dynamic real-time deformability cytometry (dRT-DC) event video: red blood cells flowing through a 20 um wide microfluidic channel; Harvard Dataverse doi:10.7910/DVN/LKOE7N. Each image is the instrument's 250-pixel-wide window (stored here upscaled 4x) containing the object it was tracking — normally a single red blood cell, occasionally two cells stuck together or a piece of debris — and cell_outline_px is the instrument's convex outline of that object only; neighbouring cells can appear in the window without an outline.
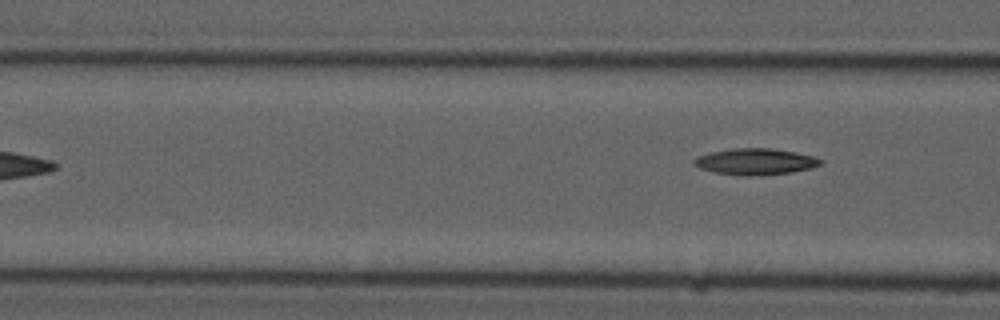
{"species": "common noctule bat (a hibernating species)", "species_latin": "Nyctalus noctula", "temperature_condition": "cold", "stored_images_in_passage": 4, "camera_frame_rate_fps": 3000, "um_per_image_px": 0.085, "animal": {"sex": "male", "forearm_length_mm": 52.5}, "frame": {"image": 1, "passage_image": 4, "time_ms": 1.0, "image_size_px": [1000, 320], "cell_outline_px": [[824, 160], [820, 164], [812, 168], [792, 172], [752, 176], [744, 176], [712, 172], [700, 168], [692, 164], [692, 160], [696, 156], [712, 152], [732, 148], [772, 148], [812, 156]], "centroid_in_image_um": [64.16, 13.74], "position_along_channel_um": 102.4, "area_um2": 19.42}}